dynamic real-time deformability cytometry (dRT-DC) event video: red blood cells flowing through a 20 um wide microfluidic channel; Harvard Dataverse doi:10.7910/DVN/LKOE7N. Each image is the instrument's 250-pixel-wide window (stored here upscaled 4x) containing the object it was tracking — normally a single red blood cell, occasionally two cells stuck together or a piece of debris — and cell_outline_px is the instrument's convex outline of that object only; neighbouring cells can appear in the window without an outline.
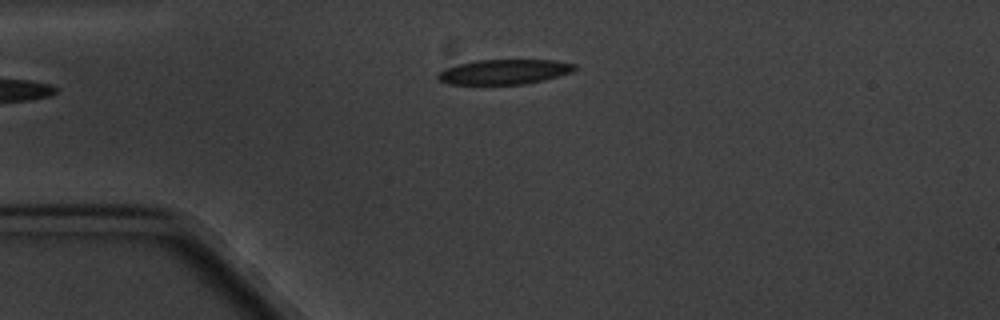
{"species": "common noctule bat (a hibernating species)", "species_latin": "Nyctalus noctula", "temperature_condition": "cold", "stored_images_in_passage": 2, "camera_frame_rate_fps": 3000, "um_per_image_px": 0.085, "animal": {"sex": "male", "body_mass_g": 20.1, "forearm_length_mm": 53.5}, "frame": {"image": 1, "passage_image": 2, "time_ms": 1.333, "image_size_px": [1000, 320], "cell_outline_px": [[576, 68], [572, 72], [544, 80], [524, 84], [448, 84], [440, 80], [436, 76], [444, 68], [476, 60], [556, 60], [576, 64]], "centroid_in_image_um": [42.88, 6.1], "position_along_channel_um": 42.1, "area_um2": 19.77}}